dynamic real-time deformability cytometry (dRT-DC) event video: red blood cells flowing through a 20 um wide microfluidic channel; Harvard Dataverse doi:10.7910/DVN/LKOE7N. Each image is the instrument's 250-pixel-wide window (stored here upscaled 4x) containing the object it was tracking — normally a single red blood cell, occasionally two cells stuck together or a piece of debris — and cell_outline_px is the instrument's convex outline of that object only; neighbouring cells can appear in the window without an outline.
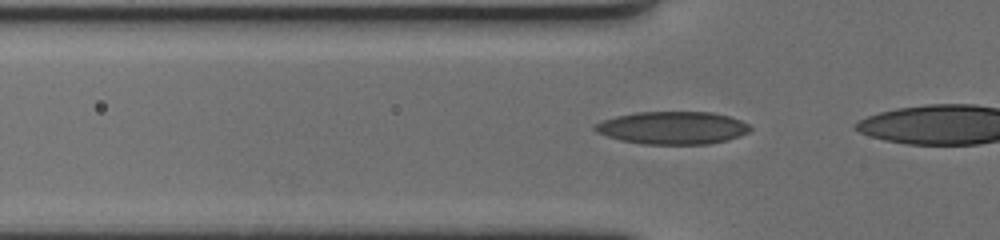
{"species": "human", "species_latin": "Homo sapiens", "temperature_condition": "cold", "stored_images_in_passage": 22, "segment_of_instrument_passage": [2, 2], "camera_frame_rate_fps": 3000, "um_per_image_px": 0.085, "donor": {"sex": "female"}, "frame": {"image": 1, "passage_image": 16, "time_ms": 5.0, "image_size_px": [1000, 240], "cell_outline_px": [[752, 128], [748, 132], [740, 136], [728, 140], [708, 144], [640, 144], [620, 140], [596, 132], [592, 128], [592, 124], [616, 116], [636, 112], [712, 112], [728, 116], [740, 120], [748, 124]], "centroid_in_image_um": [57.15, 10.87], "position_along_channel_um": 68.7, "area_um2": 29.71}}
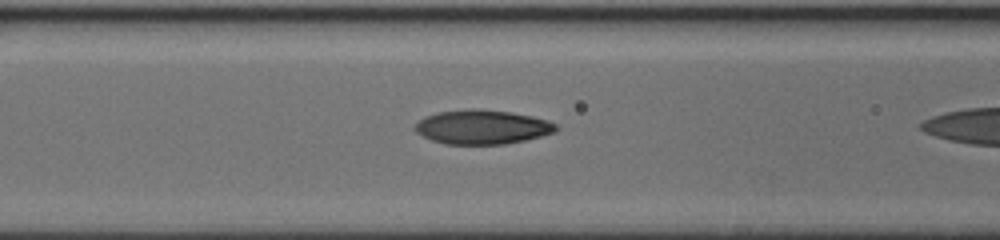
{"frame": {"image": 2, "passage_image": 21, "time_ms": 6.667, "image_size_px": [1000, 240], "cell_outline_px": [[560, 128], [556, 132], [524, 140], [504, 144], [444, 144], [432, 140], [416, 132], [412, 128], [424, 116], [436, 112], [468, 108], [472, 108], [512, 112], [532, 116], [556, 124]], "centroid_in_image_um": [40.96, 10.79], "position_along_channel_um": 125.6, "area_um2": 28.21}}